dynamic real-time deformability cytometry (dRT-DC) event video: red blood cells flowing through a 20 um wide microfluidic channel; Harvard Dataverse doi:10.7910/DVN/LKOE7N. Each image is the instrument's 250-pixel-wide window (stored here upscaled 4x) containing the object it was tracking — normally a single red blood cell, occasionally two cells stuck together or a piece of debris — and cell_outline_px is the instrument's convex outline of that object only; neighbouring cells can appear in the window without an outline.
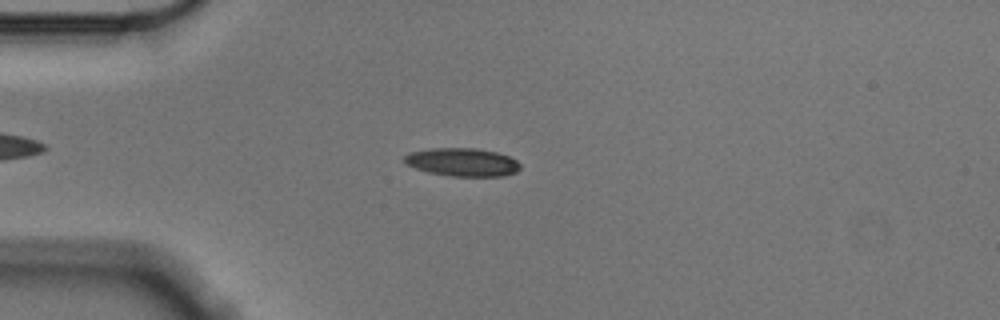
{"species": "Egyptian fruit bat (a non-hibernating species)", "species_latin": "Rousettus aegyptiacus", "temperature_condition": "cold", "stored_images_in_passage": 56, "camera_frame_rate_fps": 3000, "um_per_image_px": 0.085, "animal": {"sex": "male"}, "frame": {"image": 1, "passage_image": 14, "time_ms": 4.333, "image_size_px": [1000, 320], "cell_outline_px": [[520, 168], [516, 172], [504, 176], [448, 176], [428, 172], [416, 168], [408, 164], [404, 160], [404, 156], [412, 152], [432, 148], [476, 148], [496, 152], [508, 156], [516, 160], [520, 164]], "centroid_in_image_um": [39.33, 13.79], "position_along_channel_um": 45.7, "area_um2": 18.9}}
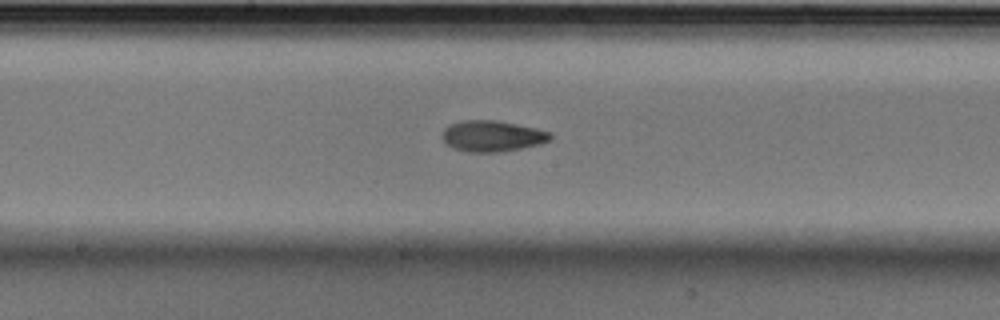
{"frame": {"image": 2, "passage_image": 29, "time_ms": 9.333, "image_size_px": [1000, 320], "cell_outline_px": [[552, 140], [540, 144], [500, 152], [468, 152], [452, 148], [440, 136], [444, 128], [448, 124], [460, 120], [496, 120], [536, 128], [552, 132]], "centroid_in_image_um": [41.83, 11.56], "position_along_channel_um": 206.4, "area_um2": 19.77}}
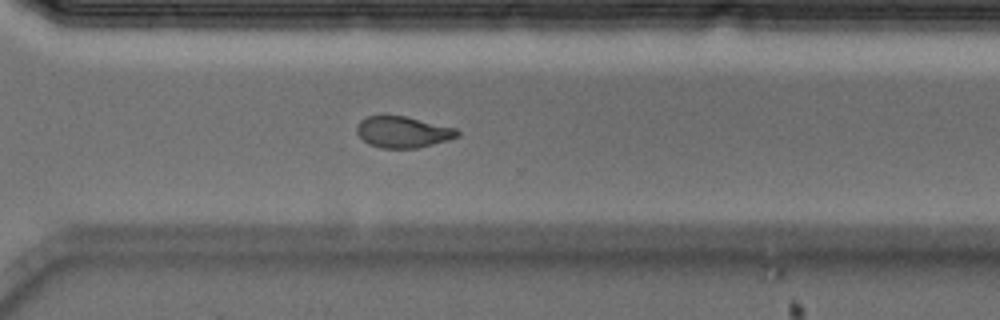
{"frame": {"image": 3, "passage_image": 40, "time_ms": 13.0, "image_size_px": [1000, 320], "cell_outline_px": [[460, 136], [448, 140], [416, 148], [380, 148], [368, 144], [356, 132], [356, 124], [360, 120], [368, 116], [384, 112], [408, 116], [456, 128], [460, 132]], "centroid_in_image_um": [34.21, 11.17], "position_along_channel_um": 336.4, "area_um2": 19.02}, "authors_computed_cell_mechanics": {"area_um2": 18.8139, "velocity_mm_per_s": 3.5653, "shape_relaxation_time_tau1_ms": 7.1831, "shape_relaxation_time_tau2_ms": 3.2492, "deformation_change_tau1": 0.1749, "deformation_change_tau2": 0.0891}}